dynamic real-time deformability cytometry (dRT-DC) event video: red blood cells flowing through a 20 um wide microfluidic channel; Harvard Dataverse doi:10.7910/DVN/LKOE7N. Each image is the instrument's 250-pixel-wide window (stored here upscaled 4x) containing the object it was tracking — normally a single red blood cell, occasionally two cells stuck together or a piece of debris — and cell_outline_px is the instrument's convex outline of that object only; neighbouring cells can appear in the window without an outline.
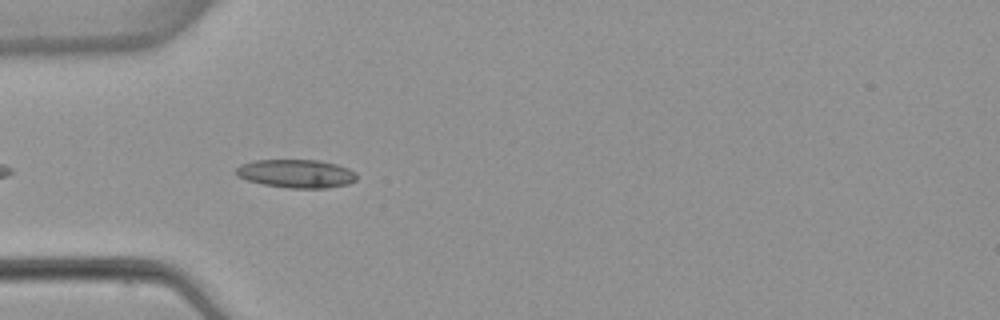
{"species": "common noctule bat (a hibernating species)", "species_latin": "Nyctalus noctula", "temperature_condition": "warm", "stored_images_in_passage": 6, "camera_frame_rate_fps": 3000, "um_per_image_px": 0.085, "animal": {"sex": "female", "body_mass_g": 22.7, "forearm_length_mm": 54.2}, "frame": {"image": 1, "passage_image": 5, "time_ms": 5.0, "image_size_px": [1000, 320], "cell_outline_px": [[356, 180], [348, 184], [328, 188], [288, 188], [264, 184], [248, 180], [236, 176], [236, 168], [240, 164], [252, 160], [320, 160], [336, 164], [348, 168], [356, 172]], "centroid_in_image_um": [25.18, 14.75], "position_along_channel_um": 59.8, "area_um2": 20.06}}
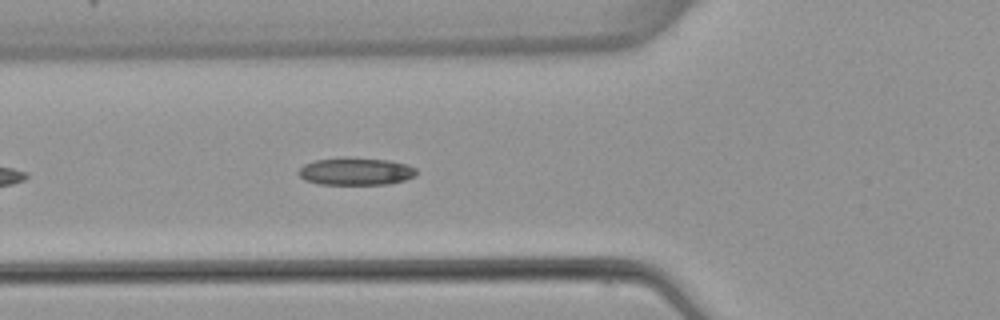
{"frame": {"image": 2, "passage_image": 6, "time_ms": 6.0, "image_size_px": [1000, 320], "cell_outline_px": [[416, 176], [404, 180], [388, 184], [320, 184], [304, 180], [296, 172], [304, 164], [316, 160], [344, 156], [348, 156], [388, 160], [408, 164], [416, 168]], "centroid_in_image_um": [30.23, 14.55], "position_along_channel_um": 95.6, "area_um2": 19.19}}